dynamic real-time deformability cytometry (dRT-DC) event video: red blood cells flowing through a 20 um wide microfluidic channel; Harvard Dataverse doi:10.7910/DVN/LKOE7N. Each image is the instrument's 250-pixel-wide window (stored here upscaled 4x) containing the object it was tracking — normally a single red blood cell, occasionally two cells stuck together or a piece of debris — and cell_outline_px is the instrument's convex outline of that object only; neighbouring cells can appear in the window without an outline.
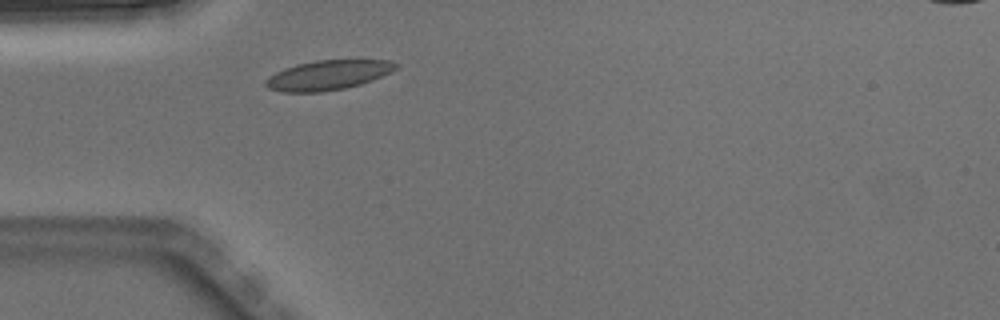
{"species": "Egyptian fruit bat (a non-hibernating species)", "species_latin": "Rousettus aegyptiacus", "temperature_condition": "warm", "stored_images_in_passage": 1, "camera_frame_rate_fps": 3000, "um_per_image_px": 0.085, "animal": {"sex": "male"}, "frame": {"image": 1, "passage_image": 1, "time_ms": 0.0, "image_size_px": [1000, 320], "cell_outline_px": [[400, 64], [396, 68], [372, 80], [360, 84], [344, 88], [324, 92], [280, 92], [268, 88], [264, 84], [264, 80], [276, 72], [284, 68], [296, 64], [316, 60], [392, 60]], "centroid_in_image_um": [27.84, 6.38], "position_along_channel_um": 57.2, "area_um2": 22.48}}